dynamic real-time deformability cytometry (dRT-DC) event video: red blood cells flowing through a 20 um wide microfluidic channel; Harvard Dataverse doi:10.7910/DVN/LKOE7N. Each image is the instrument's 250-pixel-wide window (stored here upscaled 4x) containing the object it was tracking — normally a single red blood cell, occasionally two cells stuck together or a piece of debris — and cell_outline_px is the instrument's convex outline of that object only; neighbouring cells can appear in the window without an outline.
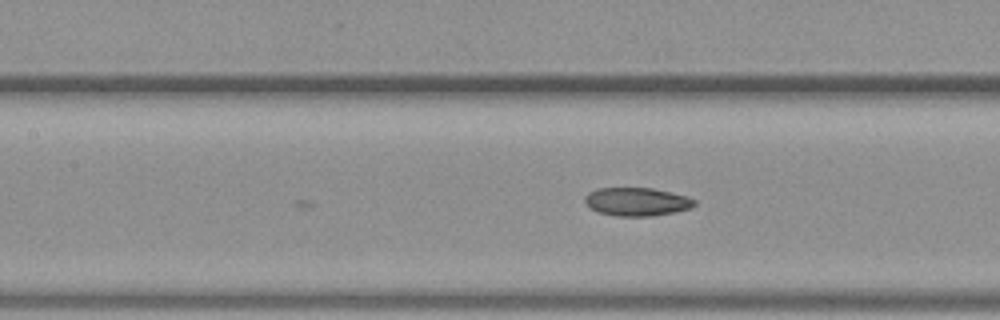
{"species": "common noctule bat (a hibernating species)", "species_latin": "Nyctalus noctula", "temperature_condition": "warm", "stored_images_in_passage": 10, "camera_frame_rate_fps": 3000, "um_per_image_px": 0.085, "animal": {"sex": "female", "body_mass_g": 19.3, "forearm_length_mm": 54.1}, "frame": {"image": 1, "passage_image": 10, "time_ms": 3.0, "image_size_px": [1000, 320], "cell_outline_px": [[696, 204], [692, 208], [676, 212], [652, 216], [616, 216], [596, 212], [584, 200], [584, 196], [588, 192], [596, 188], [652, 188], [672, 192], [688, 196], [696, 200]], "centroid_in_image_um": [54.16, 17.14], "position_along_channel_um": 153.2, "area_um2": 18.32}}